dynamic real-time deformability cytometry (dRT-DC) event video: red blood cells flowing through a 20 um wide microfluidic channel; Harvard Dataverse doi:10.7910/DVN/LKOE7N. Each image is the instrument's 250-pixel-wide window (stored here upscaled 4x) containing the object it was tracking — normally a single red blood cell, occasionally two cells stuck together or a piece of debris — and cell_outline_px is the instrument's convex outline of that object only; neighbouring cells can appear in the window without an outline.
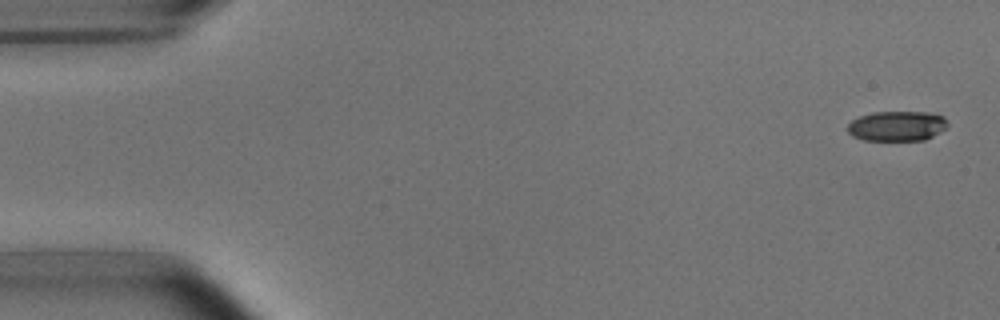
{"species": "common noctule bat (a hibernating species)", "species_latin": "Nyctalus noctula", "temperature_condition": "room temperature", "stored_images_in_passage": 6, "segment_of_instrument_passage": [1, 2], "camera_frame_rate_fps": 3000, "um_per_image_px": 0.085, "animal": {"sex": "male", "body_mass_g": 15.6}, "frame": {"image": 1, "passage_image": 1, "time_ms": 0.0, "image_size_px": [1000, 320], "cell_outline_px": [[948, 124], [940, 132], [924, 140], [864, 140], [852, 136], [848, 132], [848, 124], [852, 120], [860, 116], [872, 112], [928, 112], [944, 116], [948, 120]], "centroid_in_image_um": [76.25, 10.7], "position_along_channel_um": 8.8, "area_um2": 17.51}}
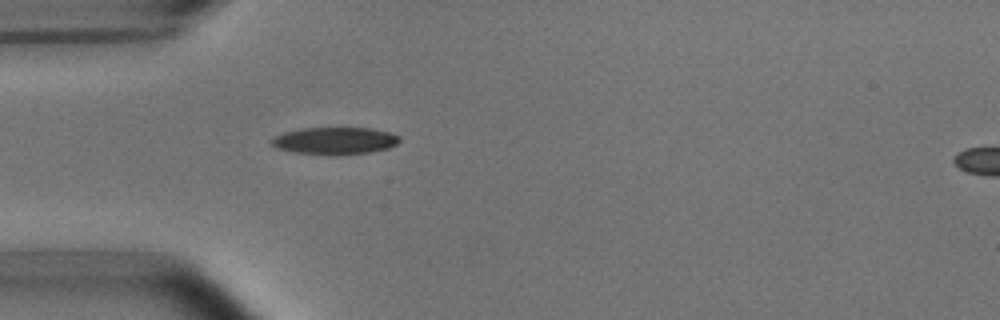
{"frame": {"image": 2, "passage_image": 5, "time_ms": 4.667, "image_size_px": [1000, 320], "cell_outline_px": [[400, 140], [396, 144], [388, 148], [368, 152], [336, 156], [296, 152], [276, 148], [268, 140], [272, 136], [284, 132], [300, 128], [368, 128], [388, 132], [400, 136]], "centroid_in_image_um": [28.41, 11.97], "position_along_channel_um": 56.6, "area_um2": 20.4}}